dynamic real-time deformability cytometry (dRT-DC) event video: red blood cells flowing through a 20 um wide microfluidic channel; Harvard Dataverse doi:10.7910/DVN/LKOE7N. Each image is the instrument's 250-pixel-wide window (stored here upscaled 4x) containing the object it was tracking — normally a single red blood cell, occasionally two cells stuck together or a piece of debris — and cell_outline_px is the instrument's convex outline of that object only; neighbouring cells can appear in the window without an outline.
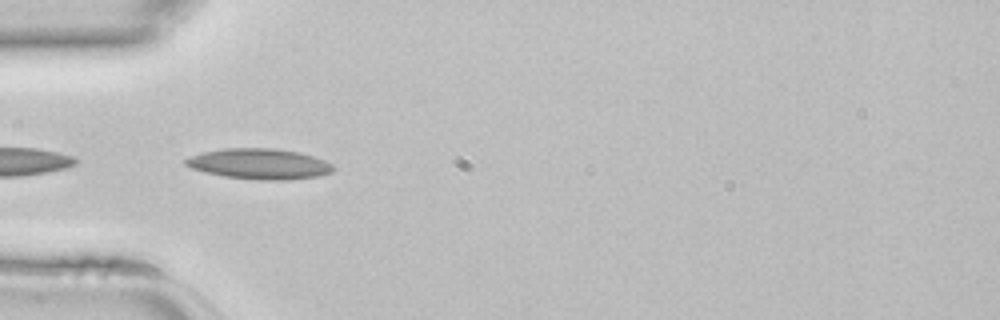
{"species": "common noctule bat (a hibernating species)", "species_latin": "Nyctalus noctula", "temperature_condition": "room temperature", "stored_images_in_passage": 11, "camera_frame_rate_fps": 3000, "um_per_image_px": 0.085, "animal": {"sex": "female", "body_mass_g": 22.7, "forearm_length_mm": 54.2}, "frame": {"image": 1, "passage_image": 8, "time_ms": 2.333, "image_size_px": [1000, 320], "cell_outline_px": [[336, 168], [332, 172], [316, 176], [288, 180], [260, 180], [224, 176], [192, 168], [184, 164], [184, 160], [192, 156], [204, 152], [224, 148], [272, 148], [300, 152], [324, 160], [332, 164]], "centroid_in_image_um": [22.08, 13.93], "position_along_channel_um": 62.9, "area_um2": 26.07}}